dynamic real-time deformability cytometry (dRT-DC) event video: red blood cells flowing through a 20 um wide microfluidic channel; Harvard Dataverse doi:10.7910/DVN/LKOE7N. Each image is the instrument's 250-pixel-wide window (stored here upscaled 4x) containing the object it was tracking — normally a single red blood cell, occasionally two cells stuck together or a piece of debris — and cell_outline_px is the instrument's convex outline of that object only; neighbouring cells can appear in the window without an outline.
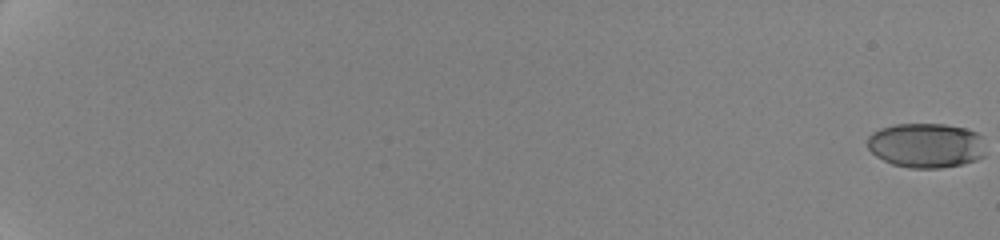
{"species": "human", "species_latin": "Homo sapiens", "temperature_condition": "cold", "stored_images_in_passage": 12, "camera_frame_rate_fps": 3000, "um_per_image_px": 0.085, "donor": {"sex": "female"}, "frame": {"image": 1, "passage_image": 1, "time_ms": 0.0, "image_size_px": [1000, 240], "cell_outline_px": [[984, 156], [976, 160], [960, 164], [940, 168], [908, 168], [892, 164], [876, 156], [868, 148], [868, 136], [872, 132], [880, 128], [896, 124], [944, 124], [964, 128], [976, 132], [984, 136]], "centroid_in_image_um": [78.73, 12.35], "position_along_channel_um": 6.3, "area_um2": 30.98}}
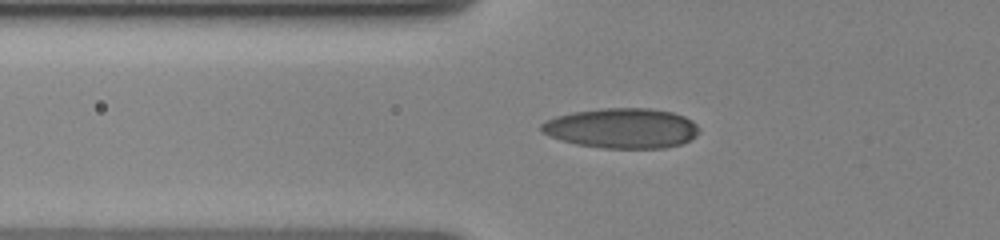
{"frame": {"image": 2, "passage_image": 10, "time_ms": 8.667, "image_size_px": [1000, 240], "cell_outline_px": [[700, 132], [696, 136], [680, 144], [664, 148], [600, 148], [576, 144], [560, 140], [540, 132], [540, 124], [556, 116], [572, 112], [600, 108], [648, 108], [672, 112], [684, 116], [692, 120], [696, 124]], "centroid_in_image_um": [52.84, 10.9], "position_along_channel_um": 73.0, "area_um2": 36.99}}
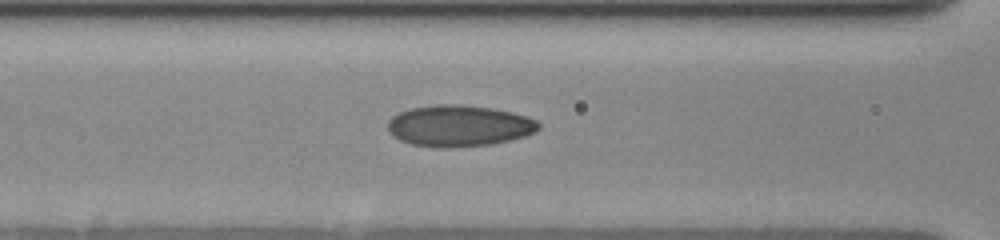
{"frame": {"image": 3, "passage_image": 12, "time_ms": 10.333, "image_size_px": [1000, 240], "cell_outline_px": [[540, 128], [524, 136], [492, 144], [444, 148], [412, 144], [400, 140], [392, 136], [388, 132], [388, 120], [392, 116], [408, 108], [436, 104], [460, 104], [492, 108], [512, 112], [528, 116], [536, 120], [540, 124]], "centroid_in_image_um": [38.99, 10.68], "position_along_channel_um": 127.6, "area_um2": 36.41}}